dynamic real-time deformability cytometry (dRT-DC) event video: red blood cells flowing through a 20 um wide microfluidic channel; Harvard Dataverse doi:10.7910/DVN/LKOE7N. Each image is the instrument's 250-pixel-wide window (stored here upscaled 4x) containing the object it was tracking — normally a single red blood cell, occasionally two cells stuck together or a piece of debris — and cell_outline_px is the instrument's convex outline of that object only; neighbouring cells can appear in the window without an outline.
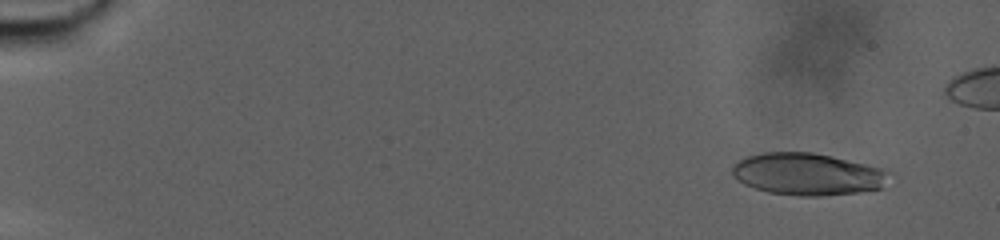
{"species": "human", "species_latin": "Homo sapiens", "temperature_condition": "warm", "stored_images_in_passage": 90, "camera_frame_rate_fps": 3000, "um_per_image_px": 0.085, "donor": {"sex": "male"}, "frame": {"image": 1, "passage_image": 8, "time_ms": 2.333, "image_size_px": [1000, 240], "cell_outline_px": [[892, 172], [880, 188], [856, 192], [820, 196], [800, 196], [768, 192], [744, 184], [736, 180], [732, 176], [732, 168], [740, 160], [748, 156], [764, 152], [812, 152], [832, 156], [868, 164]], "centroid_in_image_um": [68.63, 14.79], "position_along_channel_um": 16.4, "area_um2": 38.32}}
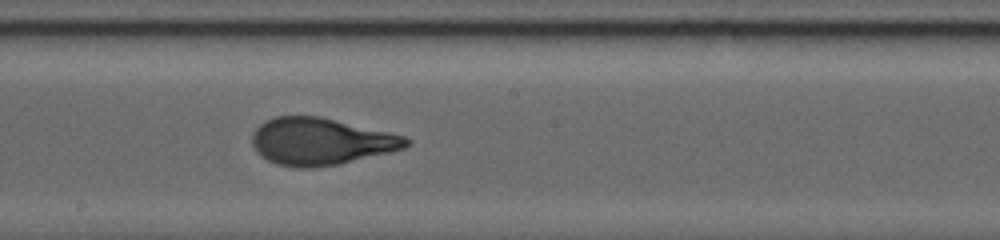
{"frame": {"image": 2, "passage_image": 54, "time_ms": 17.667, "image_size_px": [1000, 240], "cell_outline_px": [[412, 144], [404, 148], [392, 152], [336, 164], [312, 168], [296, 168], [276, 164], [260, 156], [256, 152], [252, 144], [252, 132], [264, 120], [276, 116], [320, 116], [388, 132], [404, 136], [412, 140]], "centroid_in_image_um": [27.24, 12.02], "position_along_channel_um": 221.0, "area_um2": 42.37}}
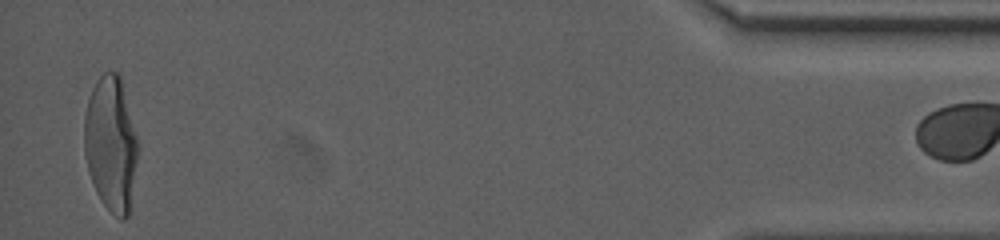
{"frame": {"image": 3, "passage_image": 89, "time_ms": 29.333, "image_size_px": [1000, 240], "cell_outline_px": [[136, 160], [128, 216], [124, 220], [120, 220], [100, 200], [96, 192], [88, 168], [84, 152], [84, 116], [88, 100], [92, 88], [96, 80], [104, 72], [116, 72], [120, 76], [136, 136]], "centroid_in_image_um": [9.39, 12.21], "position_along_channel_um": 425.8, "area_um2": 41.27}}